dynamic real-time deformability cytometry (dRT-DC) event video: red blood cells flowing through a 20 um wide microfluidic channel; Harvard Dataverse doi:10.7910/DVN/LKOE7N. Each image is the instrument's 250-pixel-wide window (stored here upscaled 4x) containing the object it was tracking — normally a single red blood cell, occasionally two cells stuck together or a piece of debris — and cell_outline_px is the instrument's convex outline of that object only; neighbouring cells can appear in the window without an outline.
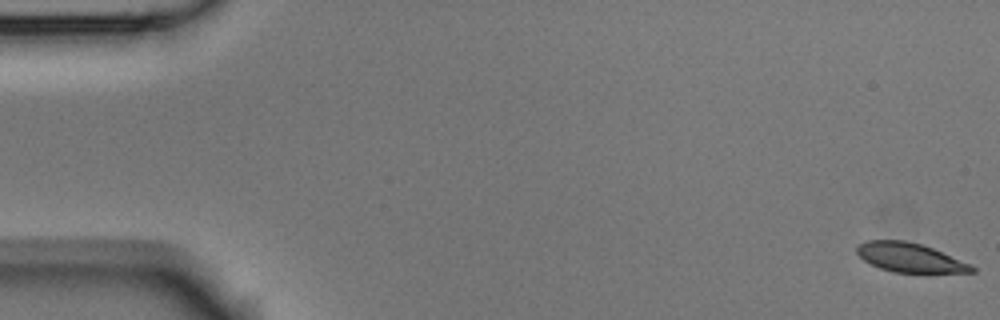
{"species": "Egyptian fruit bat (a non-hibernating species)", "species_latin": "Rousettus aegyptiacus", "temperature_condition": "room temperature", "stored_images_in_passage": 54, "camera_frame_rate_fps": 3000, "um_per_image_px": 0.085, "animal": {"sex": "male"}, "frame": {"image": 1, "passage_image": 1, "time_ms": 0.0, "image_size_px": [1000, 320], "cell_outline_px": [[976, 272], [892, 272], [880, 268], [864, 260], [856, 252], [856, 244], [868, 240], [904, 240], [924, 244], [972, 264], [976, 268]], "centroid_in_image_um": [77.35, 21.87], "position_along_channel_um": 7.6, "area_um2": 19.65}}
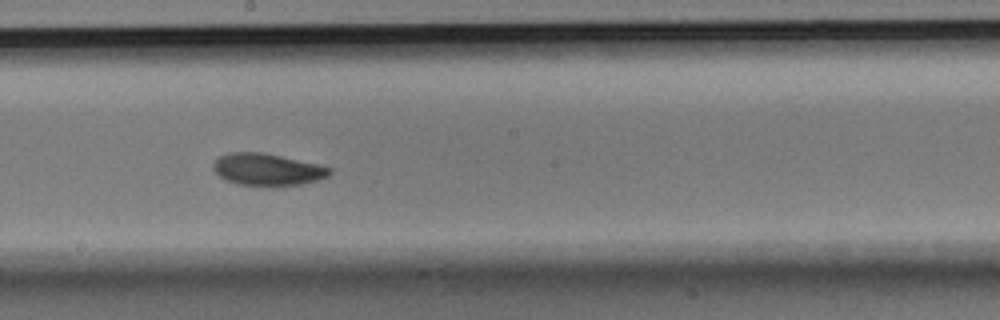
{"frame": {"image": 2, "passage_image": 30, "time_ms": 9.667, "image_size_px": [1000, 320], "cell_outline_px": [[332, 172], [328, 176], [316, 180], [300, 184], [276, 188], [236, 184], [224, 180], [212, 168], [212, 164], [220, 156], [228, 152], [260, 152], [280, 156], [316, 164], [332, 168]], "centroid_in_image_um": [22.69, 14.44], "position_along_channel_um": 225.5, "area_um2": 22.02}}
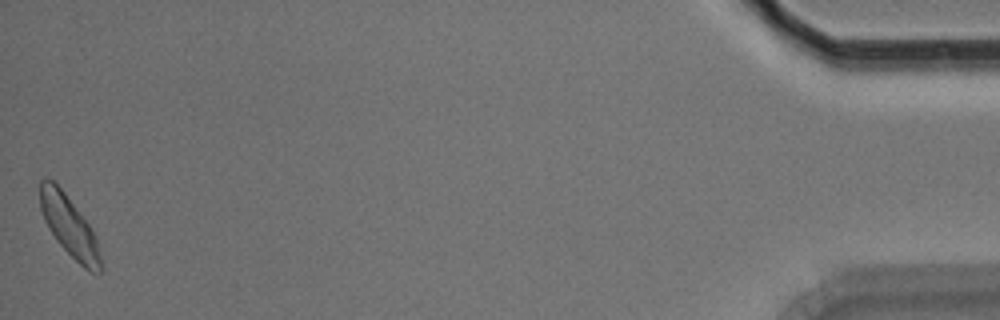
{"frame": {"image": 3, "passage_image": 54, "time_ms": 17.667, "image_size_px": [1000, 320], "cell_outline_px": [[104, 268], [100, 272], [88, 272], [56, 240], [48, 228], [44, 220], [40, 208], [40, 180], [44, 176], [48, 176], [64, 192], [88, 224], [96, 236]], "centroid_in_image_um": [5.89, 19.24], "position_along_channel_um": 429.3, "area_um2": 21.33}, "authors_computed_cell_mechanics": {"area_um2": 21.2704, "velocity_mm_per_s": 3.7293, "shape_relaxation_time_tau1_ms": 2.6508, "shape_relaxation_time_tau2_ms": 7.3765, "deformation_change_tau1": 0.0958, "deformation_change_tau2": 0.1119}}